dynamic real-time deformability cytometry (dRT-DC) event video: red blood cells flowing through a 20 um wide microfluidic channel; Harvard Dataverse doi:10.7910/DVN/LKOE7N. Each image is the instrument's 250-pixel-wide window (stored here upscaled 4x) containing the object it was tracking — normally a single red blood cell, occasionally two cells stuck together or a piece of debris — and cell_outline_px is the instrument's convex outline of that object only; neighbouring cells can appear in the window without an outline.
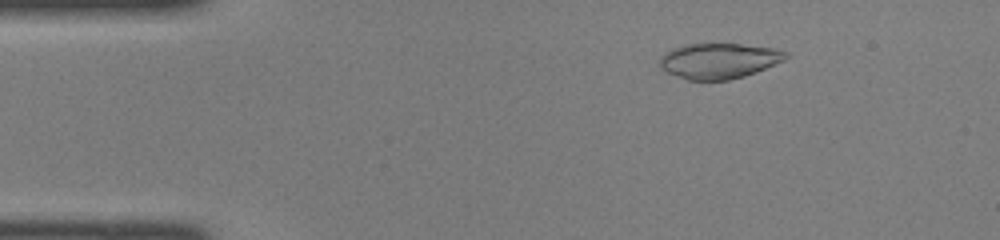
{"species": "common noctule bat (a hibernating species)", "species_latin": "Nyctalus noctula", "temperature_condition": "room temperature", "stored_images_in_passage": 46, "camera_frame_rate_fps": 3000, "um_per_image_px": 0.085, "animal": {"sex": "female", "body_mass_g": 22.0, "forearm_length_mm": 56.7}, "frame": {"image": 1, "passage_image": 7, "time_ms": 2.0, "image_size_px": [1000, 240], "cell_outline_px": [[788, 56], [784, 60], [756, 72], [744, 76], [728, 80], [688, 80], [664, 72], [660, 68], [660, 56], [664, 52], [672, 48], [684, 44], [740, 44], [776, 48], [788, 52]], "centroid_in_image_um": [61.07, 5.17], "position_along_channel_um": 23.9, "area_um2": 26.24}}
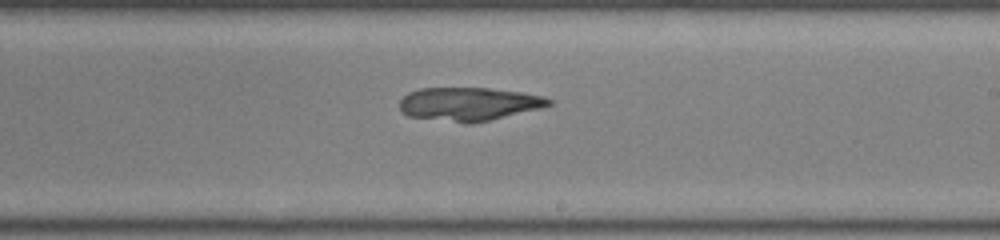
{"frame": {"image": 2, "passage_image": 27, "time_ms": 8.667, "image_size_px": [1000, 240], "cell_outline_px": [[552, 104], [540, 108], [472, 124], [464, 124], [408, 116], [400, 112], [400, 100], [408, 92], [420, 88], [488, 88], [520, 92], [544, 96], [552, 100]], "centroid_in_image_um": [39.81, 8.85], "position_along_channel_um": 249.2, "area_um2": 29.13}}
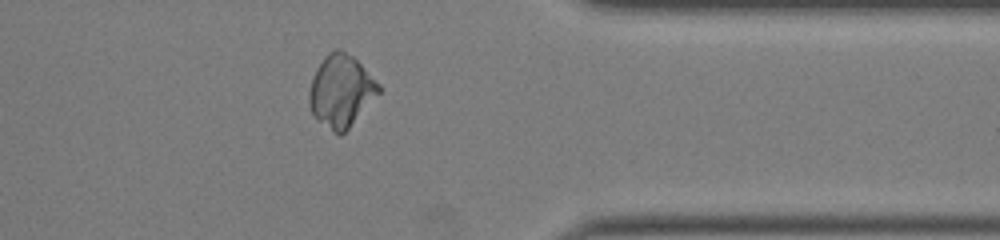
{"frame": {"image": 3, "passage_image": 37, "time_ms": 12.0, "image_size_px": [1000, 240], "cell_outline_px": [[384, 88], [348, 128], [340, 136], [332, 132], [316, 120], [312, 116], [308, 104], [308, 92], [312, 76], [316, 68], [324, 56], [328, 52], [336, 48], [340, 48], [352, 56]], "centroid_in_image_um": [28.95, 7.74], "position_along_channel_um": 382.5, "area_um2": 29.54}}